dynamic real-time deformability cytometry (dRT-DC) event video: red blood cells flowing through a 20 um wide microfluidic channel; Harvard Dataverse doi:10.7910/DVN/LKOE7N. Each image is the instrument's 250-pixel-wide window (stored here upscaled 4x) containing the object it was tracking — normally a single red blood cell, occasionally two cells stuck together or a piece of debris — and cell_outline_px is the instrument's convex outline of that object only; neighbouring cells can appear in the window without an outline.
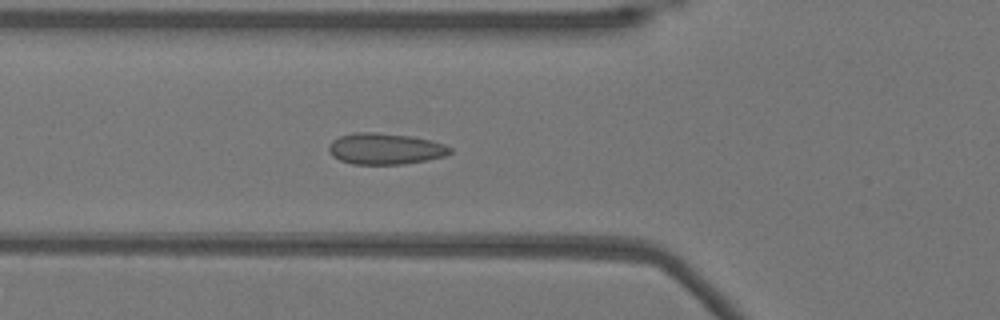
{"species": "Egyptian fruit bat (a non-hibernating species)", "species_latin": "Rousettus aegyptiacus", "temperature_condition": "warm", "stored_images_in_passage": 38, "camera_frame_rate_fps": 3000, "um_per_image_px": 0.085, "animal": {"sex": "female"}, "frame": {"image": 1, "passage_image": 4, "time_ms": 1.0, "image_size_px": [1000, 320], "cell_outline_px": [[452, 152], [444, 156], [404, 164], [352, 164], [340, 160], [332, 156], [328, 152], [328, 144], [332, 140], [340, 136], [356, 132], [376, 132], [412, 136], [432, 140], [444, 144], [452, 148]], "centroid_in_image_um": [32.72, 12.64], "position_along_channel_um": 93.1, "area_um2": 22.2}}
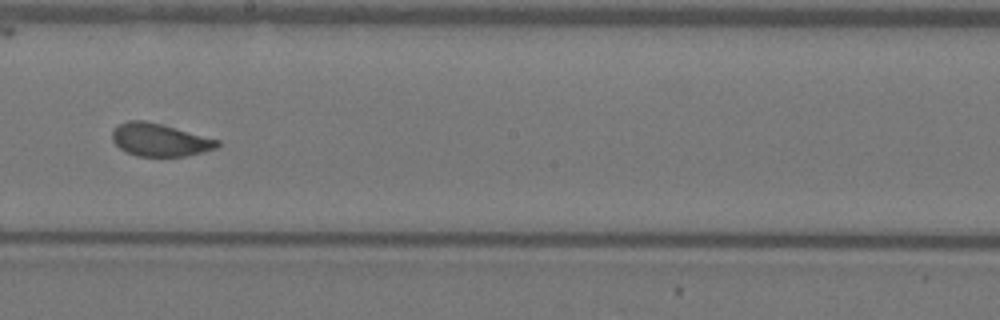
{"frame": {"image": 2, "passage_image": 15, "time_ms": 4.667, "image_size_px": [1000, 320], "cell_outline_px": [[220, 144], [216, 148], [184, 156], [136, 156], [120, 148], [112, 140], [112, 132], [120, 124], [128, 120], [144, 120], [160, 124], [220, 140]], "centroid_in_image_um": [13.57, 11.89], "position_along_channel_um": 234.6, "area_um2": 19.71}}
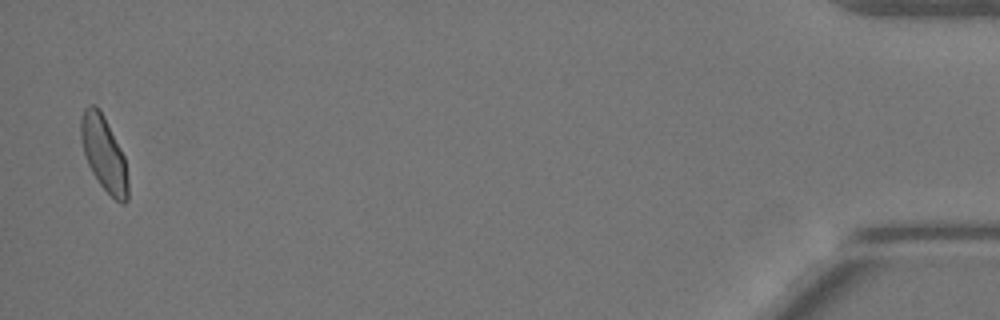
{"frame": {"image": 3, "passage_image": 37, "time_ms": 12.0, "image_size_px": [1000, 320], "cell_outline_px": [[128, 200], [124, 204], [120, 204], [100, 184], [92, 172], [88, 164], [84, 152], [80, 136], [80, 116], [84, 108], [88, 104], [96, 104], [100, 108], [124, 156], [128, 180]], "centroid_in_image_um": [8.82, 13.02], "position_along_channel_um": 426.4, "area_um2": 20.52}, "authors_computed_cell_mechanics": {"area_um2": 20.4612, "velocity_mm_per_s": 3.8461, "shape_relaxation_time_tau1_ms": 5.6583, "shape_relaxation_time_tau2_ms": 0.4341, "deformation_change_tau1": 0.1372, "deformation_change_tau2": 0.0543}}